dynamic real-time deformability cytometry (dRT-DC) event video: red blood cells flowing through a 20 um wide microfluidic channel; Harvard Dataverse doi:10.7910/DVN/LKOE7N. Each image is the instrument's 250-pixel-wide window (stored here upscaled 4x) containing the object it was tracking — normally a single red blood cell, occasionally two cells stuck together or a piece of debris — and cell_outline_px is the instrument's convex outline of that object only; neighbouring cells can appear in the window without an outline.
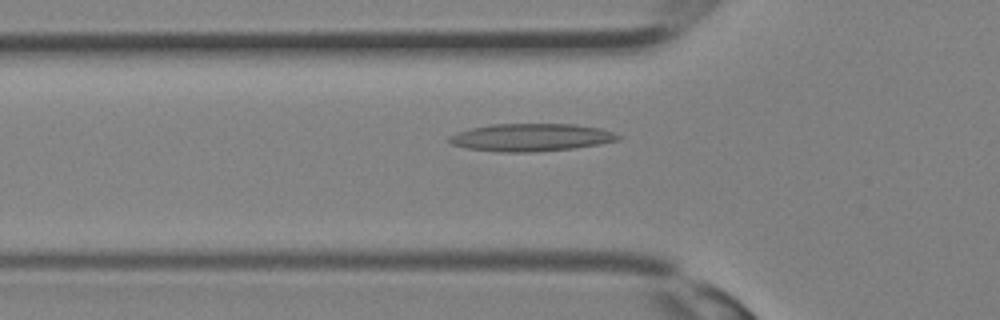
{"species": "Egyptian fruit bat (a non-hibernating species)", "species_latin": "Rousettus aegyptiacus", "temperature_condition": "room temperature", "stored_images_in_passage": 26, "camera_frame_rate_fps": 3000, "um_per_image_px": 0.085, "animal": {"sex": "female"}, "frame": {"image": 1, "passage_image": 5, "time_ms": 1.333, "image_size_px": [1000, 320], "cell_outline_px": [[620, 140], [600, 144], [572, 148], [536, 152], [500, 152], [464, 148], [452, 144], [448, 140], [448, 136], [456, 132], [472, 128], [492, 124], [572, 124], [600, 128], [612, 132], [620, 136]], "centroid_in_image_um": [45.11, 11.68], "position_along_channel_um": 80.7, "area_um2": 27.22}}
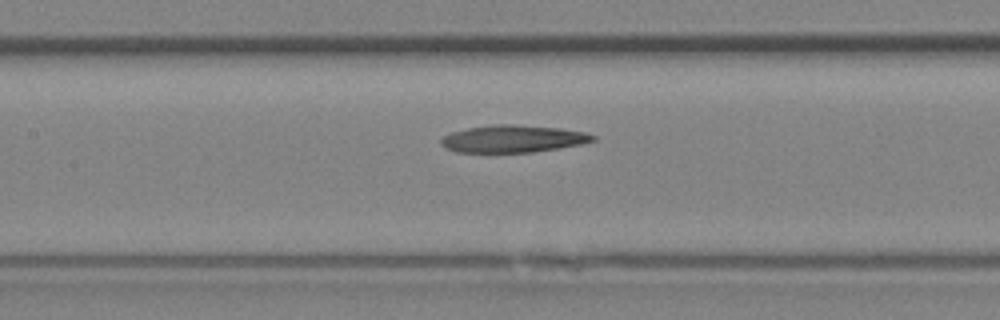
{"frame": {"image": 2, "passage_image": 9, "time_ms": 2.667, "image_size_px": [1000, 320], "cell_outline_px": [[596, 140], [580, 144], [560, 148], [532, 152], [456, 152], [444, 148], [440, 144], [440, 140], [444, 136], [452, 132], [468, 128], [492, 124], [512, 124], [560, 128], [584, 132], [596, 136]], "centroid_in_image_um": [43.58, 11.8], "position_along_channel_um": 163.8, "area_um2": 24.16}}
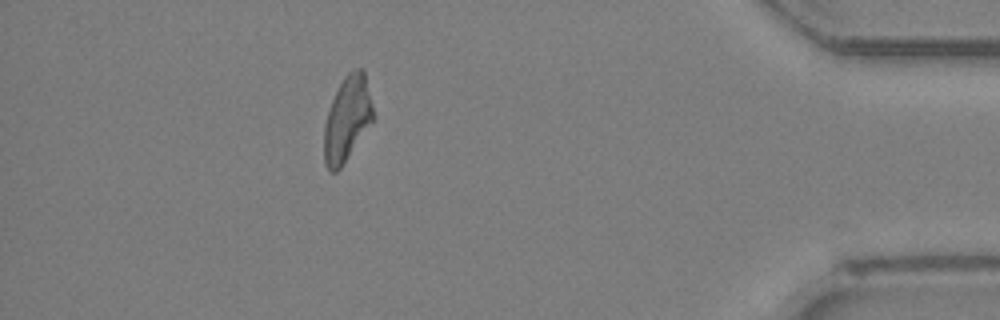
{"frame": {"image": 3, "passage_image": 23, "time_ms": 7.333, "image_size_px": [1000, 320], "cell_outline_px": [[376, 116], [340, 168], [336, 172], [328, 172], [324, 164], [324, 124], [332, 100], [344, 76], [348, 72], [356, 68], [364, 68]], "centroid_in_image_um": [29.52, 10.08], "position_along_channel_um": 405.7, "area_um2": 24.45}}